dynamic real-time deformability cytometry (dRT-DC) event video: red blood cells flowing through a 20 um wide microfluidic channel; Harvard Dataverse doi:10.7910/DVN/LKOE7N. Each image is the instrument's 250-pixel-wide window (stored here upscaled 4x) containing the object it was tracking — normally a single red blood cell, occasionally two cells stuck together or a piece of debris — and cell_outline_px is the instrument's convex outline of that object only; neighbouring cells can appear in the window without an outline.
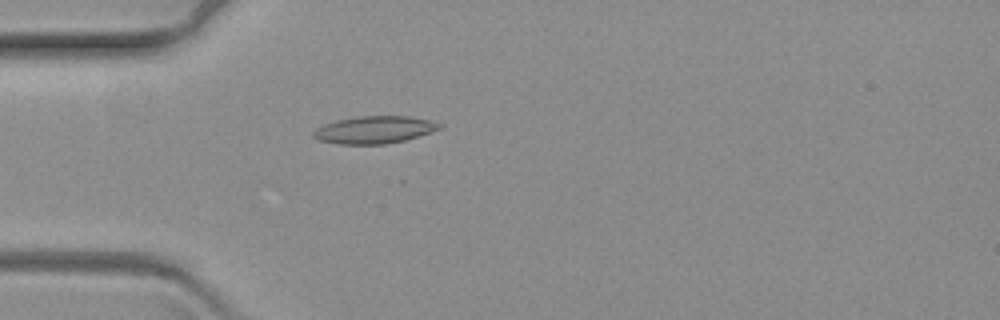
{"species": "common noctule bat (a hibernating species)", "species_latin": "Nyctalus noctula", "temperature_condition": "warm", "stored_images_in_passage": 64, "camera_frame_rate_fps": 3000, "um_per_image_px": 0.085, "animal": {"sex": "female", "body_mass_g": 19.3, "forearm_length_mm": 54.1}, "frame": {"image": 1, "passage_image": 18, "time_ms": 5.667, "image_size_px": [1000, 320], "cell_outline_px": [[444, 128], [432, 132], [404, 140], [384, 144], [340, 144], [316, 140], [312, 136], [312, 132], [316, 128], [324, 124], [336, 120], [356, 116], [408, 116], [428, 120], [444, 124]], "centroid_in_image_um": [31.81, 11.03], "position_along_channel_um": 53.2, "area_um2": 20.29}}
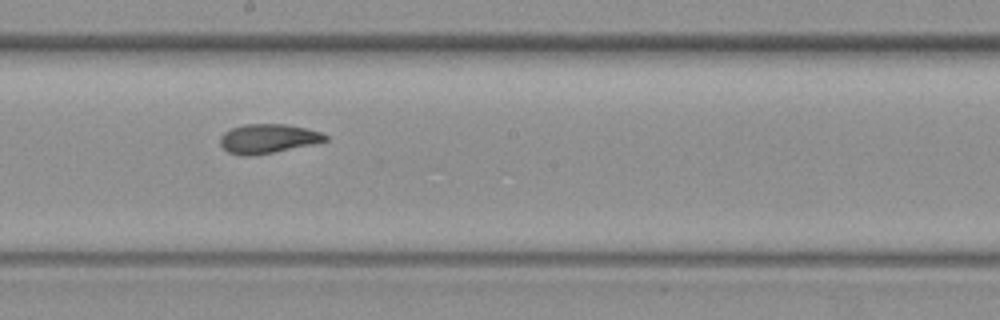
{"frame": {"image": 2, "passage_image": 35, "time_ms": 11.333, "image_size_px": [1000, 320], "cell_outline_px": [[328, 140], [316, 144], [252, 156], [240, 156], [228, 152], [220, 144], [220, 136], [224, 132], [232, 128], [244, 124], [284, 124], [304, 128], [320, 132], [328, 136]], "centroid_in_image_um": [22.77, 11.79], "position_along_channel_um": 225.4, "area_um2": 17.98}}
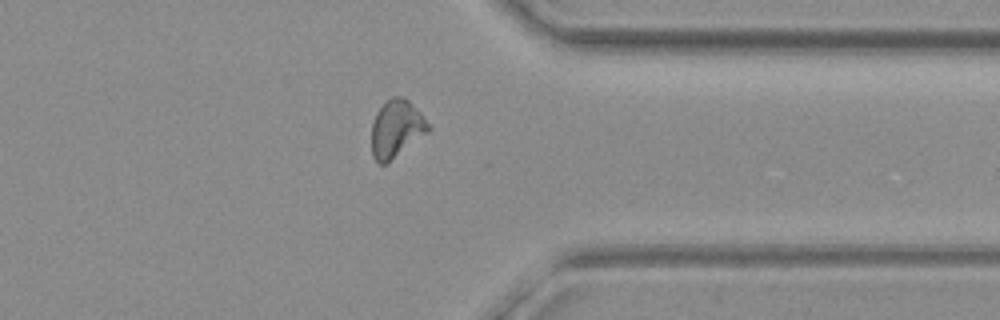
{"frame": {"image": 3, "passage_image": 50, "time_ms": 16.333, "image_size_px": [1000, 320], "cell_outline_px": [[432, 128], [428, 132], [384, 164], [380, 164], [372, 156], [372, 124], [376, 112], [392, 96], [400, 96], [408, 100], [420, 112]], "centroid_in_image_um": [33.69, 10.92], "position_along_channel_um": 377.7, "area_um2": 18.55}}